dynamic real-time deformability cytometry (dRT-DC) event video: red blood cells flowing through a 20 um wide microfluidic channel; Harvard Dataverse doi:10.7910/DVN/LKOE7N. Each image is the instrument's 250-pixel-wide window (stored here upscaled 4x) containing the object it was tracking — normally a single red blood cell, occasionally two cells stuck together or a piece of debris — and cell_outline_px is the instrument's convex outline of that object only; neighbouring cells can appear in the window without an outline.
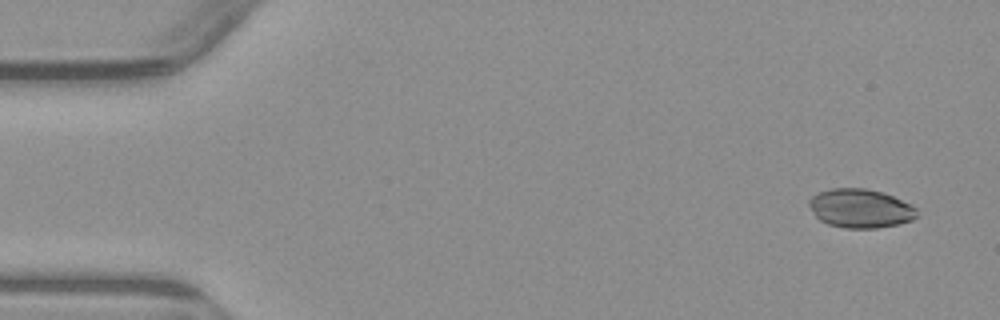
{"species": "common noctule bat (a hibernating species)", "species_latin": "Nyctalus noctula", "temperature_condition": "warm", "stored_images_in_passage": 3, "camera_frame_rate_fps": 3000, "um_per_image_px": 0.085, "animal": {"sex": "male", "body_mass_g": 23.1, "forearm_length_mm": 52.7}, "frame": {"image": 1, "passage_image": 1, "time_ms": 0.0, "image_size_px": [1000, 320], "cell_outline_px": [[916, 216], [912, 220], [900, 224], [876, 228], [844, 228], [828, 224], [820, 220], [816, 216], [808, 204], [808, 200], [812, 196], [820, 192], [832, 188], [864, 188], [880, 192], [892, 196], [912, 204], [916, 208]], "centroid_in_image_um": [73.13, 17.72], "position_along_channel_um": 11.9, "area_um2": 24.33}}
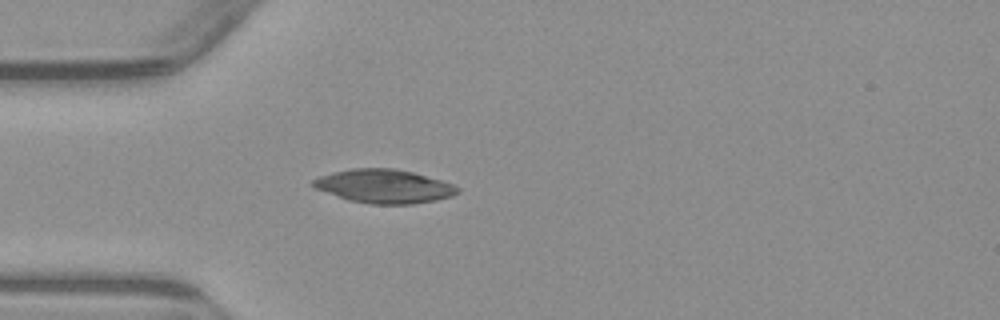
{"frame": {"image": 2, "passage_image": 3, "time_ms": 4.0, "image_size_px": [1000, 320], "cell_outline_px": [[460, 192], [452, 196], [436, 200], [412, 204], [372, 204], [348, 200], [316, 188], [308, 184], [312, 180], [320, 176], [332, 172], [352, 168], [396, 168], [412, 172], [440, 180], [452, 184], [460, 188]], "centroid_in_image_um": [32.64, 15.83], "position_along_channel_um": 52.4, "area_um2": 28.32}}